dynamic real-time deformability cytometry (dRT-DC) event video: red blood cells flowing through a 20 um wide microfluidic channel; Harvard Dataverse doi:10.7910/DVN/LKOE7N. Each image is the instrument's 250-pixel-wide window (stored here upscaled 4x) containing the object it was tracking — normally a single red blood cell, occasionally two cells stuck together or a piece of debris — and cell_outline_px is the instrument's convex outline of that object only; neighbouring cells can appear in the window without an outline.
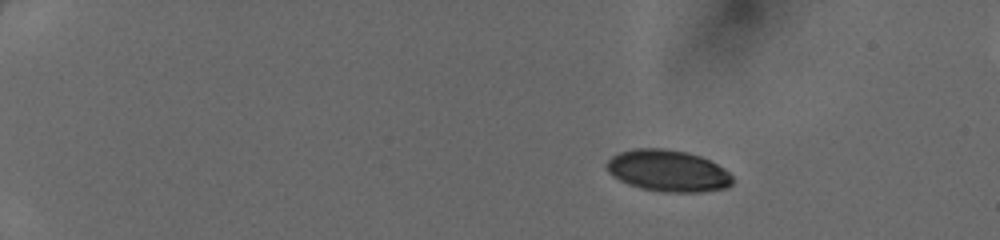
{"species": "human", "species_latin": "Homo sapiens", "temperature_condition": "cold", "stored_images_in_passage": 41, "camera_frame_rate_fps": 3000, "um_per_image_px": 0.085, "donor": {"sex": "female"}, "frame": {"image": 1, "passage_image": 1, "time_ms": 0.0, "image_size_px": [1000, 240], "cell_outline_px": [[732, 184], [728, 188], [700, 192], [664, 192], [640, 188], [628, 184], [612, 176], [608, 172], [604, 164], [612, 156], [620, 152], [632, 148], [664, 148], [688, 152], [700, 156], [724, 168], [732, 176]], "centroid_in_image_um": [56.75, 14.51], "position_along_channel_um": 28.2, "area_um2": 30.75}}
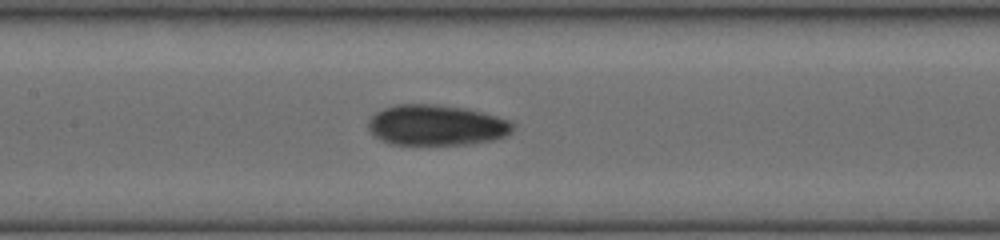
{"frame": {"image": 2, "passage_image": 19, "time_ms": 6.0, "image_size_px": [1000, 240], "cell_outline_px": [[516, 124], [512, 132], [508, 136], [492, 140], [472, 144], [388, 144], [380, 140], [368, 128], [368, 124], [372, 116], [376, 112], [384, 108], [396, 104], [436, 104], [464, 108], [512, 120]], "centroid_in_image_um": [37.14, 10.64], "position_along_channel_um": 170.3, "area_um2": 34.39}}
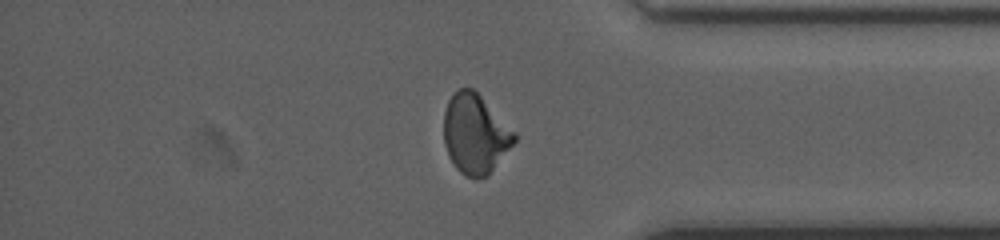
{"frame": {"image": 3, "passage_image": 35, "time_ms": 11.333, "image_size_px": [1000, 240], "cell_outline_px": [[516, 140], [492, 168], [484, 176], [476, 180], [464, 176], [456, 168], [444, 144], [444, 112], [448, 100], [452, 92], [460, 88], [472, 88], [516, 132]], "centroid_in_image_um": [40.36, 11.36], "position_along_channel_um": 394.8, "area_um2": 32.19}}